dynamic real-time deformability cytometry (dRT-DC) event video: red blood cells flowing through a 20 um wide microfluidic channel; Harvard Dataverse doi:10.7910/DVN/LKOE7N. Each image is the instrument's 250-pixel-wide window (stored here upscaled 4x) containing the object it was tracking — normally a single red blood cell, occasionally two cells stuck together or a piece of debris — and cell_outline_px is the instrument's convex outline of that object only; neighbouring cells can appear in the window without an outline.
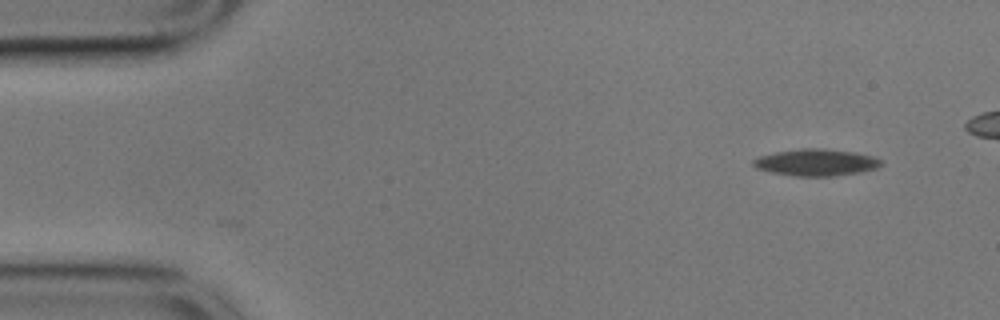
{"species": "common noctule bat (a hibernating species)", "species_latin": "Nyctalus noctula", "temperature_condition": "cold", "stored_images_in_passage": 3, "camera_frame_rate_fps": 3000, "um_per_image_px": 0.085, "animal": {"sex": "male", "body_mass_g": 17.9}, "frame": {"image": 1, "passage_image": 3, "time_ms": 0.667, "image_size_px": [1000, 320], "cell_outline_px": [[884, 164], [876, 168], [860, 172], [832, 176], [796, 176], [772, 172], [756, 168], [752, 164], [752, 160], [760, 156], [776, 152], [800, 148], [824, 148], [852, 152], [872, 156], [884, 160]], "centroid_in_image_um": [69.39, 13.8], "position_along_channel_um": 15.6, "area_um2": 19.94}}